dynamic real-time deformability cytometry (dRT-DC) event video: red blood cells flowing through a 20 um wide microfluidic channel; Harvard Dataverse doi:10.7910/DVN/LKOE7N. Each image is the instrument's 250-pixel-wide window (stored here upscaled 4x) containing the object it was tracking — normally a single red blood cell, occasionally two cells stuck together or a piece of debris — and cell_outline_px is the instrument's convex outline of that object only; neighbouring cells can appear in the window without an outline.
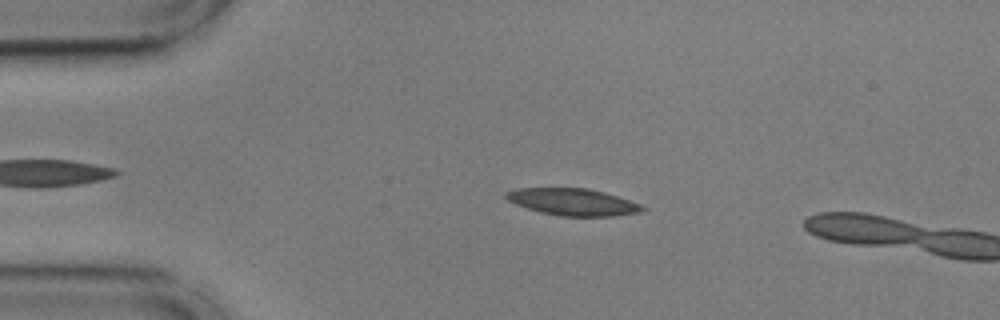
{"species": "common noctule bat (a hibernating species)", "species_latin": "Nyctalus noctula", "temperature_condition": "cold", "stored_images_in_passage": 12, "camera_frame_rate_fps": 3000, "um_per_image_px": 0.085, "animal": {"sex": "male", "body_mass_g": 17.9, "forearm_length_mm": 54.2}, "frame": {"image": 1, "passage_image": 10, "time_ms": 3.0, "image_size_px": [1000, 320], "cell_outline_px": [[648, 208], [640, 212], [612, 216], [560, 216], [540, 212], [516, 204], [508, 200], [504, 196], [504, 192], [516, 188], [588, 188], [604, 192], [640, 204]], "centroid_in_image_um": [48.67, 17.16], "position_along_channel_um": 36.3, "area_um2": 21.33}}